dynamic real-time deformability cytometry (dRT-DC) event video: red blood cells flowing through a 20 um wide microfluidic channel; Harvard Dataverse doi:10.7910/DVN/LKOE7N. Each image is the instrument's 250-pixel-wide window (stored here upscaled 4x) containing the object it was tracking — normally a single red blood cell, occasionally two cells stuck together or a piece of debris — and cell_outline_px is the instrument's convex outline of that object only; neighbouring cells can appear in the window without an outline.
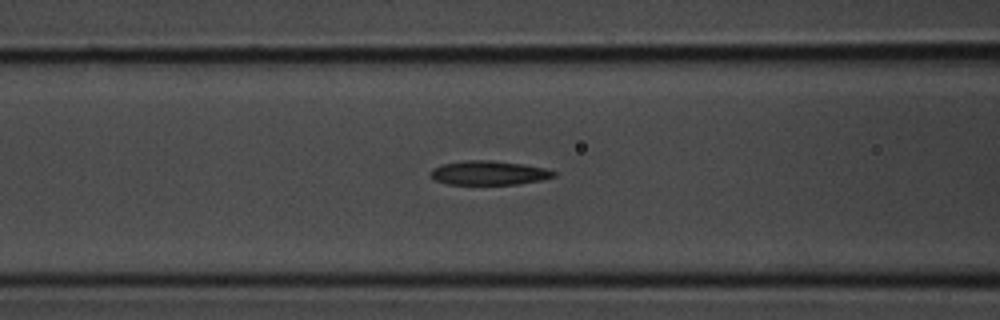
{"species": "common noctule bat (a hibernating species)", "species_latin": "Nyctalus noctula", "temperature_condition": "room temperature", "stored_images_in_passage": 37, "camera_frame_rate_fps": 3000, "um_per_image_px": 0.085, "animal": {"sex": "male", "body_mass_g": 20.1, "forearm_length_mm": 53.5}, "frame": {"image": 1, "passage_image": 13, "time_ms": 4.0, "image_size_px": [1000, 320], "cell_outline_px": [[556, 176], [540, 180], [516, 184], [448, 184], [436, 180], [428, 172], [432, 168], [440, 164], [464, 160], [492, 160], [524, 164], [544, 168], [556, 172]], "centroid_in_image_um": [41.52, 14.68], "position_along_channel_um": 125.1, "area_um2": 17.34}}
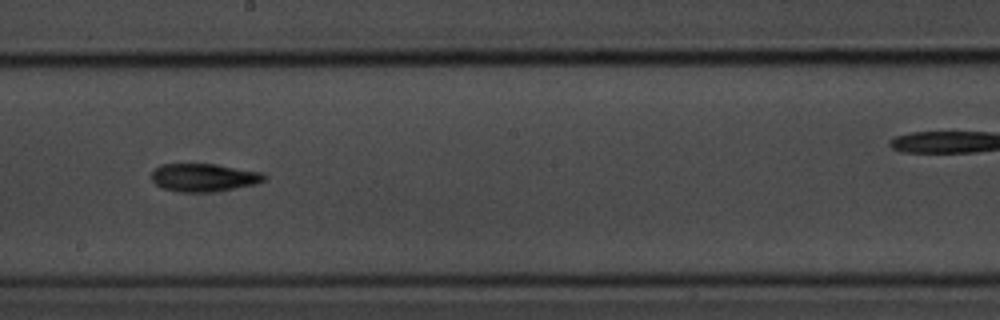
{"frame": {"image": 2, "passage_image": 19, "time_ms": 6.0, "image_size_px": [1000, 320], "cell_outline_px": [[268, 176], [264, 180], [256, 184], [208, 192], [180, 192], [160, 188], [152, 180], [152, 172], [160, 164], [216, 164], [264, 172]], "centroid_in_image_um": [17.34, 15.08], "position_along_channel_um": 230.9, "area_um2": 18.44}}
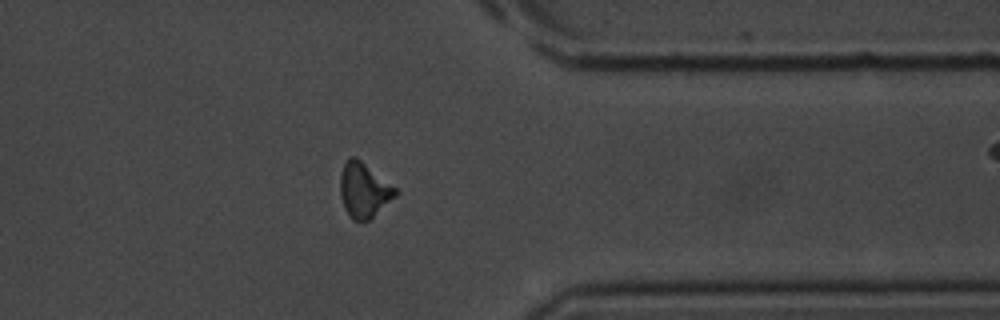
{"frame": {"image": 3, "passage_image": 28, "time_ms": 9.0, "image_size_px": [1000, 320], "cell_outline_px": [[400, 192], [396, 196], [368, 220], [352, 220], [348, 216], [344, 208], [340, 196], [340, 176], [344, 164], [348, 156], [356, 156], [396, 188]], "centroid_in_image_um": [30.91, 16.14], "position_along_channel_um": 380.5, "area_um2": 17.63}}